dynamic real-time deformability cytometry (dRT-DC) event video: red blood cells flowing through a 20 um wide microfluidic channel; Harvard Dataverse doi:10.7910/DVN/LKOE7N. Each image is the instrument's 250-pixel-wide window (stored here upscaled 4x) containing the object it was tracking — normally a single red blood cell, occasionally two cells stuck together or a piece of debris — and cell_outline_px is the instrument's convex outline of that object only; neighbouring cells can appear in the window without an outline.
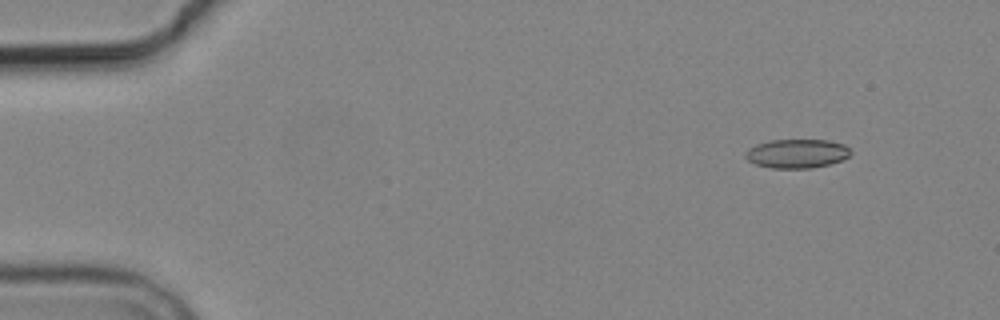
{"species": "common noctule bat (a hibernating species)", "species_latin": "Nyctalus noctula", "temperature_condition": "cold", "stored_images_in_passage": 5, "camera_frame_rate_fps": 3000, "um_per_image_px": 0.085, "animal": {"sex": "male", "body_mass_g": 19.2, "forearm_length_mm": 51.8}, "frame": {"image": 1, "passage_image": 2, "time_ms": 1.333, "image_size_px": [1000, 320], "cell_outline_px": [[852, 152], [844, 160], [812, 168], [772, 168], [756, 164], [748, 160], [744, 156], [744, 152], [748, 148], [756, 144], [772, 140], [828, 140], [844, 144]], "centroid_in_image_um": [67.73, 13.05], "position_along_channel_um": 17.3, "area_um2": 17.8}}
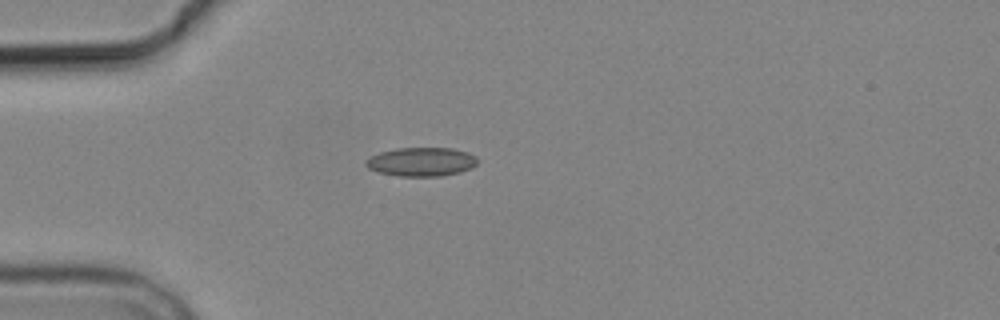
{"frame": {"image": 2, "passage_image": 5, "time_ms": 4.667, "image_size_px": [1000, 320], "cell_outline_px": [[476, 164], [472, 168], [460, 172], [440, 176], [400, 176], [380, 172], [368, 168], [364, 164], [372, 156], [380, 152], [396, 148], [452, 148], [468, 152], [476, 156]], "centroid_in_image_um": [35.85, 13.75], "position_along_channel_um": 49.2, "area_um2": 18.61}}